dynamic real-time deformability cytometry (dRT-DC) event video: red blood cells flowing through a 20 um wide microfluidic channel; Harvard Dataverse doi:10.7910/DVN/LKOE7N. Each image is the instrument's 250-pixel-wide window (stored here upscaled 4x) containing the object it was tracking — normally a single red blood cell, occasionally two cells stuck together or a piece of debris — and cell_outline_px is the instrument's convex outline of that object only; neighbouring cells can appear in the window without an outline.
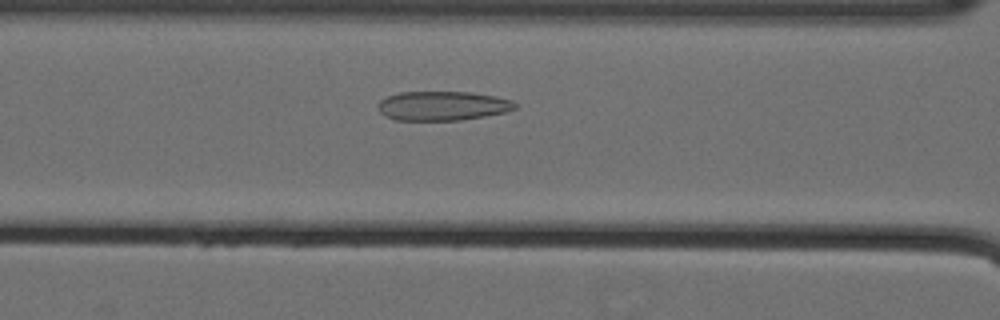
{"species": "Egyptian fruit bat (a non-hibernating species)", "species_latin": "Rousettus aegyptiacus", "temperature_condition": "cold", "stored_images_in_passage": 41, "camera_frame_rate_fps": 3000, "um_per_image_px": 0.085, "animal": {"sex": "female"}, "frame": {"image": 1, "passage_image": 10, "time_ms": 3.0, "image_size_px": [1000, 320], "cell_outline_px": [[516, 108], [504, 112], [484, 116], [460, 120], [396, 120], [384, 116], [380, 112], [376, 104], [380, 100], [388, 96], [400, 92], [472, 92], [496, 96], [512, 100], [516, 104]], "centroid_in_image_um": [37.59, 8.99], "position_along_channel_um": 129.0, "area_um2": 23.41}}
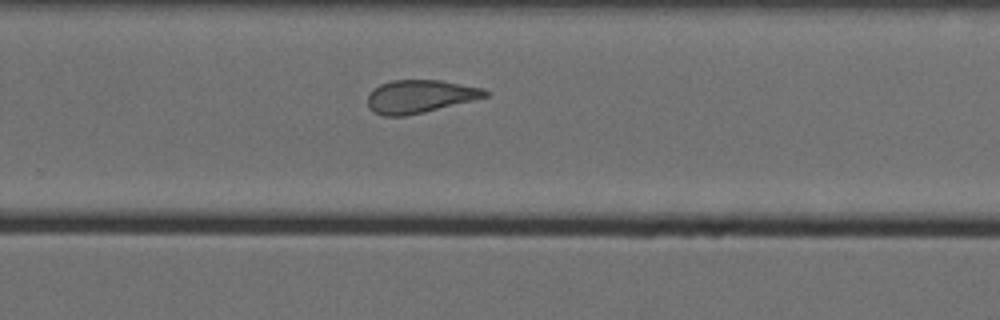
{"frame": {"image": 2, "passage_image": 24, "time_ms": 7.667, "image_size_px": [1000, 320], "cell_outline_px": [[488, 96], [424, 112], [404, 116], [384, 116], [372, 112], [368, 108], [368, 96], [372, 88], [380, 84], [392, 80], [440, 80], [484, 88], [488, 92]], "centroid_in_image_um": [35.64, 8.19], "position_along_channel_um": 294.2, "area_um2": 22.6}}
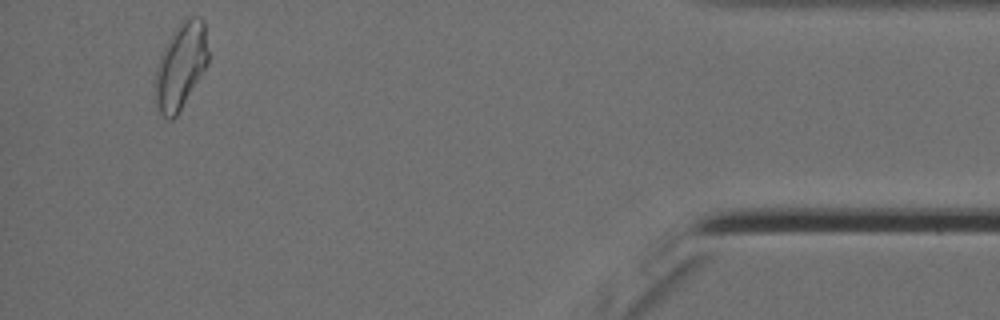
{"frame": {"image": 3, "passage_image": 39, "time_ms": 12.667, "image_size_px": [1000, 320], "cell_outline_px": [[208, 64], [180, 112], [172, 120], [168, 120], [160, 112], [152, 100], [156, 68], [164, 48], [168, 40], [180, 20], [188, 16], [200, 16], [204, 20], [208, 52]], "centroid_in_image_um": [15.35, 5.63], "position_along_channel_um": 419.9, "area_um2": 27.17}, "authors_computed_cell_mechanics": {"area_um2": 23.6402, "velocity_mm_per_s": 3.5477, "shape_relaxation_time_tau1_ms": null, "shape_relaxation_time_tau2_ms": 2.3431, "deformation_change_tau1": null, "deformation_change_tau2": 0.0907}}